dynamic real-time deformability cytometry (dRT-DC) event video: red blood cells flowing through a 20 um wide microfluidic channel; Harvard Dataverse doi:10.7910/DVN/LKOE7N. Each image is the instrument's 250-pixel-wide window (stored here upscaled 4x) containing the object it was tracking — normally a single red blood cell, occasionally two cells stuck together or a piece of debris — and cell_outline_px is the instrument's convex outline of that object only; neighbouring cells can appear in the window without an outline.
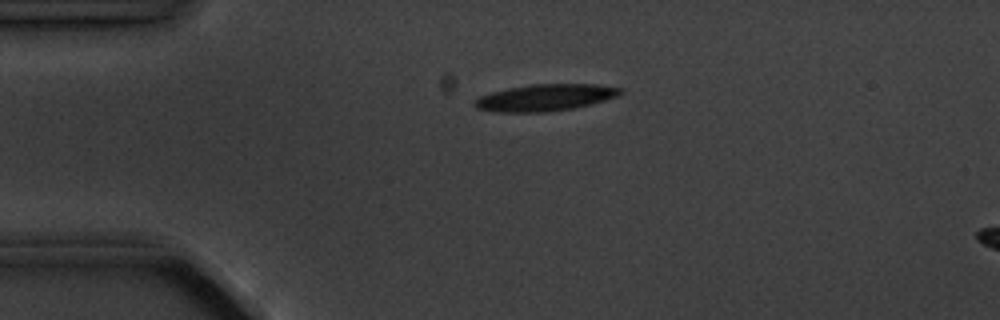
{"species": "common noctule bat (a hibernating species)", "species_latin": "Nyctalus noctula", "temperature_condition": "cold", "stored_images_in_passage": 5, "camera_frame_rate_fps": 3000, "um_per_image_px": 0.085, "animal": {"sex": "male", "body_mass_g": 20.1, "forearm_length_mm": 53.5}, "frame": {"image": 1, "passage_image": 3, "time_ms": 3.333, "image_size_px": [1000, 320], "cell_outline_px": [[624, 92], [616, 96], [604, 100], [572, 108], [544, 112], [496, 112], [476, 108], [472, 104], [480, 96], [492, 92], [508, 88], [532, 84], [596, 84], [624, 88]], "centroid_in_image_um": [46.34, 8.28], "position_along_channel_um": 38.7, "area_um2": 22.54}}